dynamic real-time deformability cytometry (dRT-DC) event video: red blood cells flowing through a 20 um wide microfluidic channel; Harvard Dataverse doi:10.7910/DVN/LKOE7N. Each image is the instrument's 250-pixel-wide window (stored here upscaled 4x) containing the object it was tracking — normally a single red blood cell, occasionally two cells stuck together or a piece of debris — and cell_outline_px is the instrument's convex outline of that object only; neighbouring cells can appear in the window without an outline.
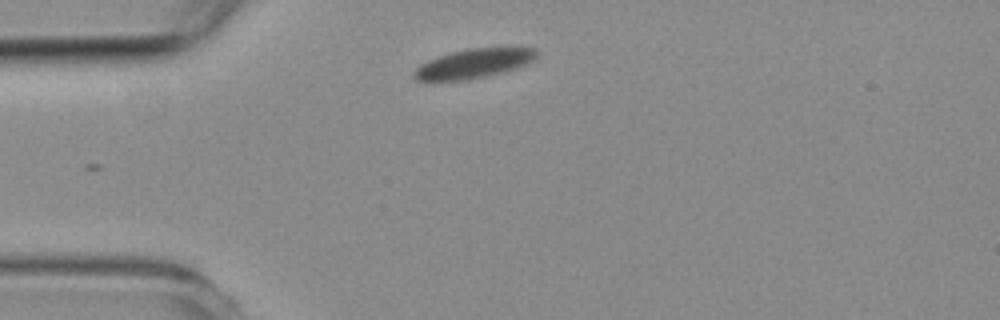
{"species": "common noctule bat (a hibernating species)", "species_latin": "Nyctalus noctula", "temperature_condition": "room temperature", "stored_images_in_passage": 2, "camera_frame_rate_fps": 3000, "um_per_image_px": 0.085, "animal": {"sex": "female", "body_mass_g": 19.3, "forearm_length_mm": 54.1}, "frame": {"image": 1, "passage_image": 2, "time_ms": 1.333, "image_size_px": [1000, 320], "cell_outline_px": [[540, 52], [528, 64], [520, 68], [488, 76], [464, 80], [432, 84], [428, 84], [416, 80], [412, 76], [412, 72], [420, 64], [428, 60], [452, 52], [468, 48], [536, 48]], "centroid_in_image_um": [40.19, 5.45], "position_along_channel_um": 44.8, "area_um2": 21.73}}